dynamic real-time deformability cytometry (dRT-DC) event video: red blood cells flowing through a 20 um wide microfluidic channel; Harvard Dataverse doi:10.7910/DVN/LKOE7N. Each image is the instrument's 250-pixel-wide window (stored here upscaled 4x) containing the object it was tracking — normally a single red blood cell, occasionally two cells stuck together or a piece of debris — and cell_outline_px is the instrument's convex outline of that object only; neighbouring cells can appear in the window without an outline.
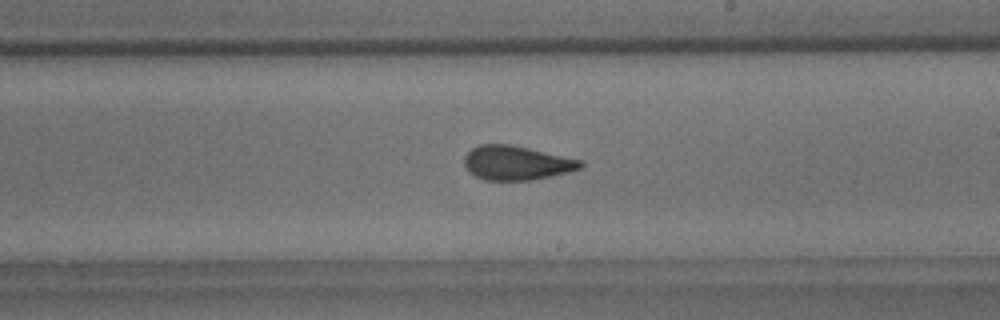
{"species": "common noctule bat (a hibernating species)", "species_latin": "Nyctalus noctula", "temperature_condition": "room temperature", "stored_images_in_passage": 35, "camera_frame_rate_fps": 3000, "um_per_image_px": 0.085, "animal": {"sex": "male", "body_mass_g": 18.8}, "frame": {"image": 1, "passage_image": 16, "time_ms": 5.0, "image_size_px": [1000, 320], "cell_outline_px": [[584, 164], [580, 168], [568, 172], [532, 180], [484, 180], [468, 172], [464, 164], [464, 156], [472, 148], [480, 144], [508, 144], [528, 148], [584, 160]], "centroid_in_image_um": [43.89, 13.85], "position_along_channel_um": 245.1, "area_um2": 23.18}}